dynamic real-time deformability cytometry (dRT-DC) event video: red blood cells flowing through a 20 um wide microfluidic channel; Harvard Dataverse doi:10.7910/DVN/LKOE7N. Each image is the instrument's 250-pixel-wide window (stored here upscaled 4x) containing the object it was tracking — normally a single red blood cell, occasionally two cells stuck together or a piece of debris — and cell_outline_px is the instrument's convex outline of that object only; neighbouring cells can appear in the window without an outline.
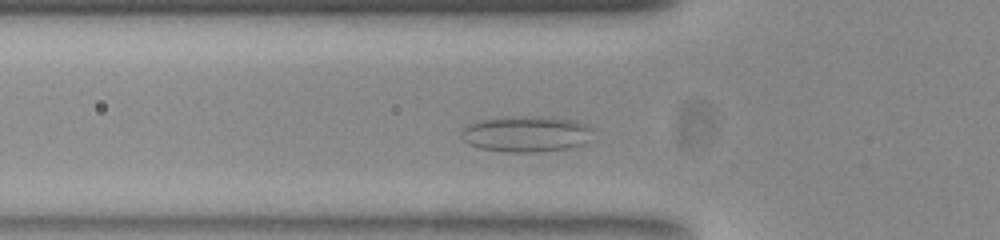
{"species": "common noctule bat (a hibernating species)", "species_latin": "Nyctalus noctula", "temperature_condition": "room temperature", "stored_images_in_passage": 37, "camera_frame_rate_fps": 3000, "um_per_image_px": 0.085, "animal": {"sex": "female", "body_mass_g": 23.0, "forearm_length_mm": 53.4}, "frame": {"image": 1, "passage_image": 8, "time_ms": 2.333, "image_size_px": [1000, 240], "cell_outline_px": [[588, 128], [584, 144], [564, 148], [536, 152], [504, 152], [480, 148], [468, 144], [460, 136], [460, 132], [468, 124], [484, 120], [540, 116], [576, 120], [584, 124]], "centroid_in_image_um": [44.64, 11.4], "position_along_channel_um": 81.2, "area_um2": 26.65}}
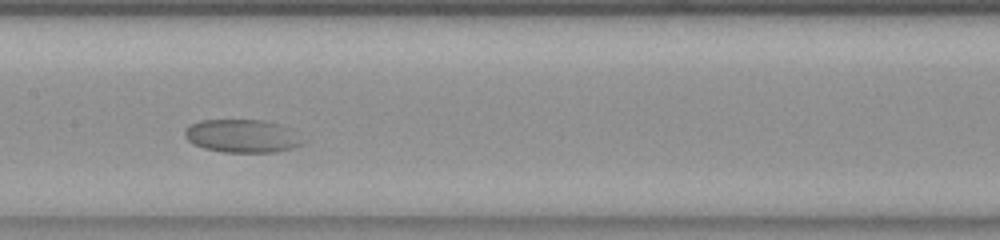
{"frame": {"image": 2, "passage_image": 17, "time_ms": 5.333, "image_size_px": [1000, 240], "cell_outline_px": [[308, 140], [304, 144], [292, 148], [272, 152], [224, 152], [204, 148], [188, 140], [184, 136], [184, 132], [192, 124], [200, 120], [264, 120], [284, 124]], "centroid_in_image_um": [20.69, 11.55], "position_along_channel_um": 186.7, "area_um2": 23.0}}
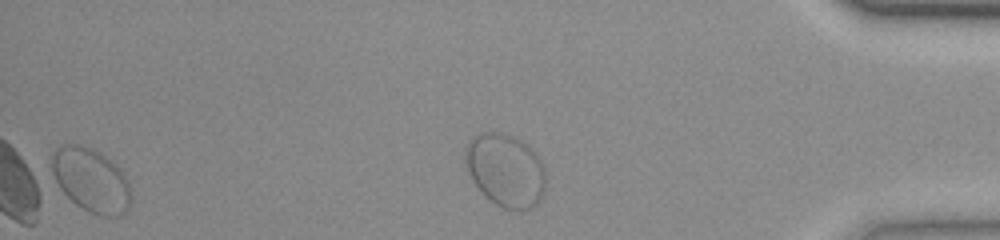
{"frame": {"image": 3, "passage_image": 37, "time_ms": 12.0, "image_size_px": [1000, 240], "cell_outline_px": [[544, 192], [540, 200], [532, 208], [520, 212], [516, 212], [504, 208], [496, 204], [472, 180], [468, 172], [468, 144], [472, 136], [480, 132], [508, 132], [520, 140], [540, 160], [544, 168]], "centroid_in_image_um": [43.0, 14.48], "position_along_channel_um": 392.2, "area_um2": 33.58}}